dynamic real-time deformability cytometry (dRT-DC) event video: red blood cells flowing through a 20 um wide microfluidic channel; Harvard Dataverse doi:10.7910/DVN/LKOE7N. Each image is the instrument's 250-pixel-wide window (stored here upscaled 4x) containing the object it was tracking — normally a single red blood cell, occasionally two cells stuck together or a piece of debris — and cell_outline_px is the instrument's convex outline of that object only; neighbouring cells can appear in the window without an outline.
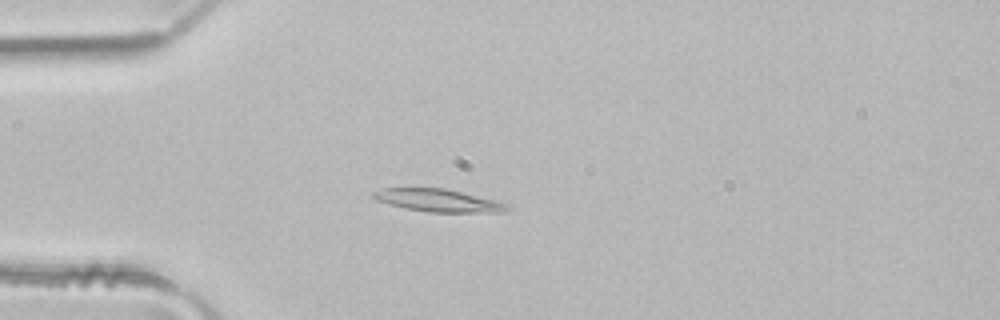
{"species": "common noctule bat (a hibernating species)", "species_latin": "Nyctalus noctula", "temperature_condition": "room temperature", "stored_images_in_passage": 2, "camera_frame_rate_fps": 3000, "um_per_image_px": 0.085, "animal": {"sex": "male", "body_mass_g": 21.5, "forearm_length_mm": 52.0}, "frame": {"image": 1, "passage_image": 2, "time_ms": 0.333, "image_size_px": [1000, 320], "cell_outline_px": [[512, 208], [508, 212], [428, 212], [408, 208], [376, 200], [372, 196], [372, 192], [384, 188], [444, 188], [512, 204]], "centroid_in_image_um": [37.35, 17.04], "position_along_channel_um": 47.7, "area_um2": 17.57}}